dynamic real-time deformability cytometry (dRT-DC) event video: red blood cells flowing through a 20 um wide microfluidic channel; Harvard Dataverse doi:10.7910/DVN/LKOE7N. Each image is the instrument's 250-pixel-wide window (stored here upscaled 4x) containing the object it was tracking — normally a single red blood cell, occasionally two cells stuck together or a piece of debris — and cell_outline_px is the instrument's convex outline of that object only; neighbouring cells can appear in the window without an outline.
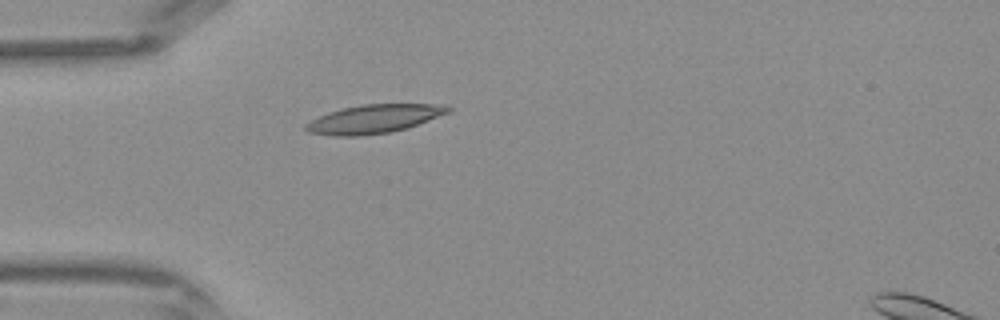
{"species": "Egyptian fruit bat (a non-hibernating species)", "species_latin": "Rousettus aegyptiacus", "temperature_condition": "warm", "stored_images_in_passage": 27, "camera_frame_rate_fps": 3000, "um_per_image_px": 0.085, "frame": {"image": 1, "passage_image": 1, "time_ms": 0.0, "image_size_px": [1000, 320], "cell_outline_px": [[452, 112], [404, 128], [388, 132], [360, 136], [332, 136], [308, 132], [304, 128], [304, 124], [328, 112], [344, 108], [364, 104], [444, 104], [452, 108]], "centroid_in_image_um": [31.79, 10.1], "position_along_channel_um": 53.2, "area_um2": 23.52}}
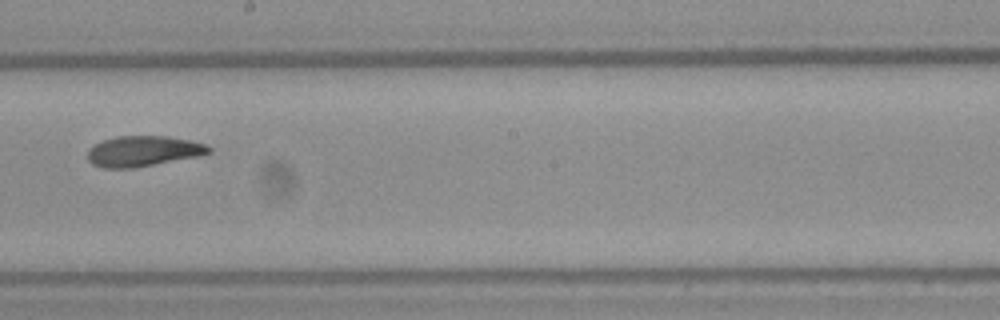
{"frame": {"image": 2, "passage_image": 13, "time_ms": 4.0, "image_size_px": [1000, 320], "cell_outline_px": [[212, 152], [200, 156], [132, 168], [104, 168], [92, 164], [88, 160], [88, 148], [104, 140], [116, 136], [168, 136], [188, 140], [204, 144], [212, 148]], "centroid_in_image_um": [12.17, 12.85], "position_along_channel_um": 236.0, "area_um2": 21.5}}
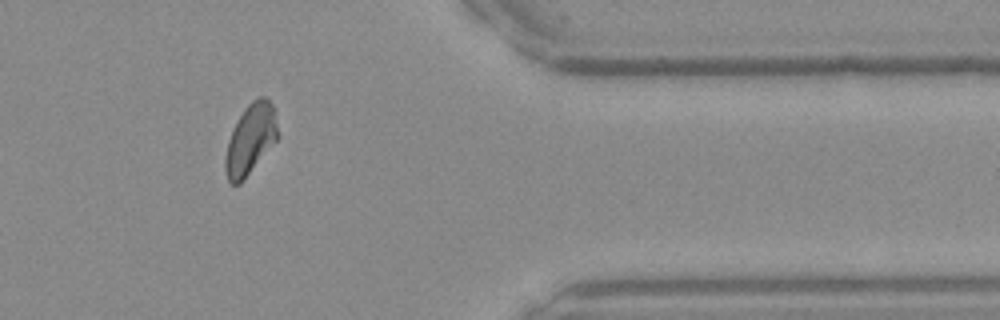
{"frame": {"image": 3, "passage_image": 24, "time_ms": 7.667, "image_size_px": [1000, 320], "cell_outline_px": [[280, 136], [240, 184], [232, 184], [228, 180], [224, 168], [224, 160], [228, 140], [244, 108], [252, 100], [260, 96], [264, 96], [272, 104]], "centroid_in_image_um": [21.29, 11.84], "position_along_channel_um": 390.1, "area_um2": 21.33}}